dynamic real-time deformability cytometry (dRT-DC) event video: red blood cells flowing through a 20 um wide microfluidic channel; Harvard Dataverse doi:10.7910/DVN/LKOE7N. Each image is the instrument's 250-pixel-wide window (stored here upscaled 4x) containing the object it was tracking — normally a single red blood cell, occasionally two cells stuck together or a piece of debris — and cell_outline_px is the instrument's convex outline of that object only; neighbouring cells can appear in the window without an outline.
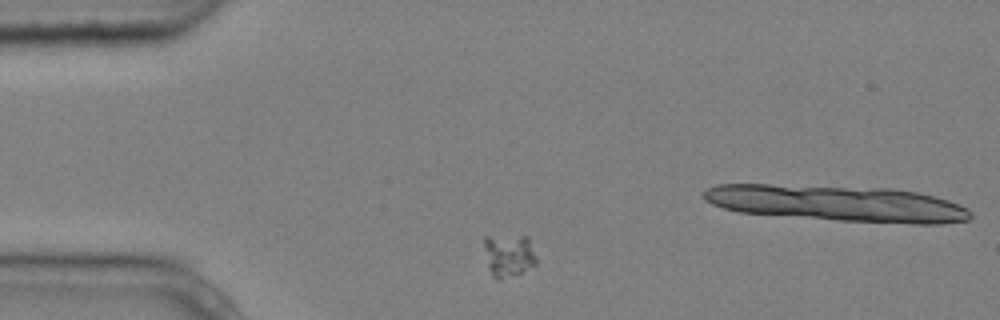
{"species": "common noctule bat (a hibernating species)", "species_latin": "Nyctalus noctula", "temperature_condition": "cold", "stored_images_in_passage": 4, "segment_of_instrument_passage": [1, 2], "camera_frame_rate_fps": 3000, "um_per_image_px": 0.085, "animal": {"sex": "male", "body_mass_g": 20.4}, "frame": {"image": 1, "passage_image": 1, "time_ms": 0.0, "image_size_px": [1000, 320], "cell_outline_px": [[536, 264], [520, 272], [500, 280], [496, 280], [492, 276], [488, 268], [484, 248], [484, 236], [528, 236], [536, 260]], "centroid_in_image_um": [43.2, 21.7], "position_along_channel_um": 41.8, "area_um2": 12.95}}
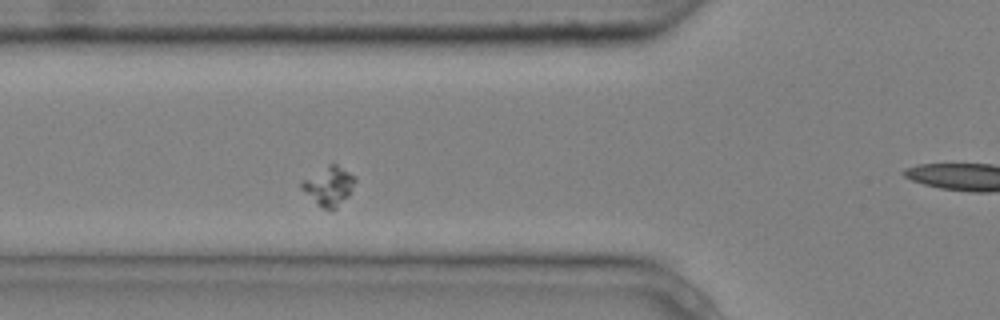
{"frame": {"image": 2, "passage_image": 3, "time_ms": 0.667, "image_size_px": [1000, 320], "cell_outline_px": [[356, 180], [348, 196], [336, 208], [324, 208], [316, 204], [300, 188], [300, 180], [328, 164], [336, 164], [356, 176]], "centroid_in_image_um": [27.92, 15.79], "position_along_channel_um": 97.9, "area_um2": 12.14}}